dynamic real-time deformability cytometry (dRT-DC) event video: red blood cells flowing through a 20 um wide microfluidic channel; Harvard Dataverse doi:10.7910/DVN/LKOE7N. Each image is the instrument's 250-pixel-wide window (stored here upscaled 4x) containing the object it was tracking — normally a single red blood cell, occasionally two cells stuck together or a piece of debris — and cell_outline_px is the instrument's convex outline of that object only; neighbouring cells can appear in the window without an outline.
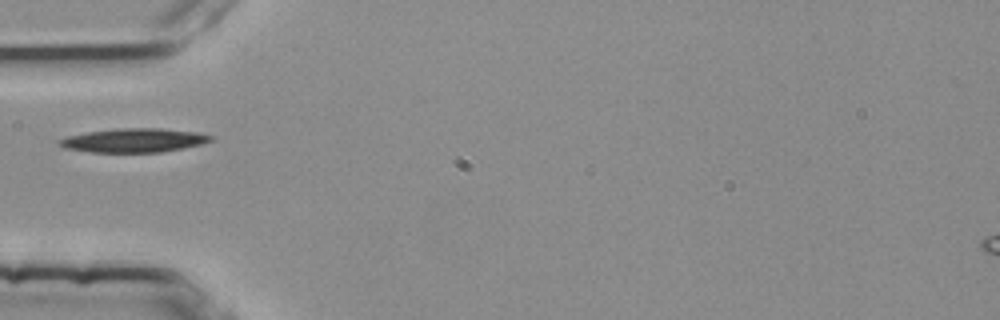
{"species": "common noctule bat (a hibernating species)", "species_latin": "Nyctalus noctula", "temperature_condition": "room temperature", "stored_images_in_passage": 38, "camera_frame_rate_fps": 3000, "um_per_image_px": 0.085, "animal": {"sex": "female", "body_mass_g": 25.1}, "frame": {"image": 1, "passage_image": 1, "time_ms": 0.0, "image_size_px": [1000, 320], "cell_outline_px": [[216, 136], [212, 140], [200, 144], [184, 148], [160, 152], [92, 152], [64, 148], [56, 144], [56, 140], [68, 136], [88, 132], [120, 128], [160, 128], [196, 132]], "centroid_in_image_um": [11.37, 11.93], "position_along_channel_um": 73.6, "area_um2": 21.1}}
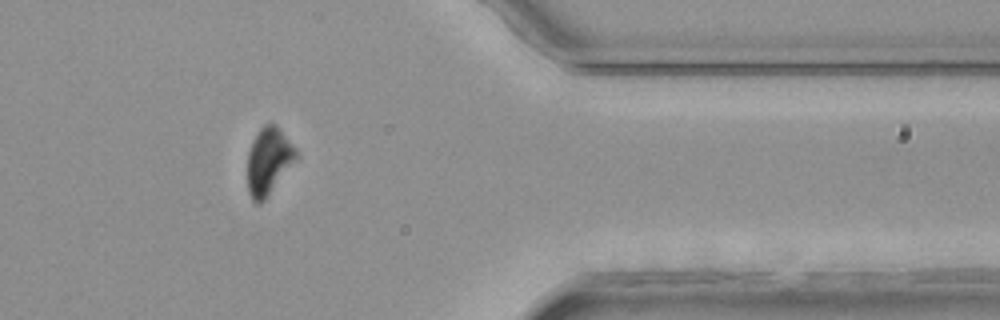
{"frame": {"image": 2, "passage_image": 28, "time_ms": 9.0, "image_size_px": [1000, 320], "cell_outline_px": [[300, 156], [268, 196], [264, 200], [256, 200], [248, 192], [248, 152], [252, 140], [256, 132], [264, 124], [276, 124], [280, 128], [296, 148]], "centroid_in_image_um": [22.87, 13.62], "position_along_channel_um": 388.5, "area_um2": 19.02}}
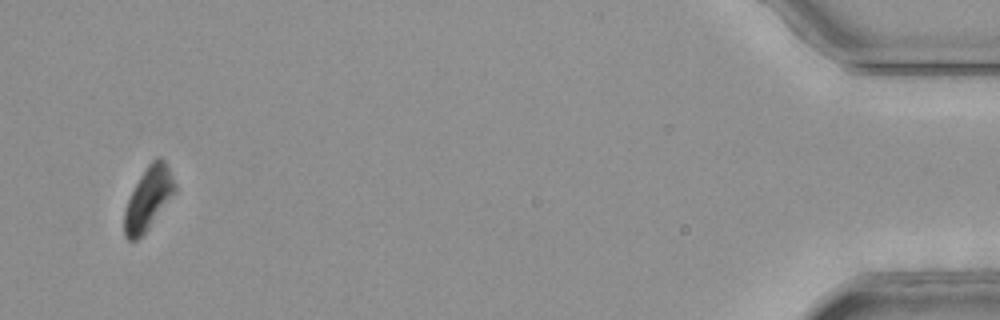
{"frame": {"image": 3, "passage_image": 36, "time_ms": 11.667, "image_size_px": [1000, 320], "cell_outline_px": [[176, 192], [144, 232], [136, 240], [128, 240], [124, 236], [124, 212], [128, 200], [140, 176], [148, 164], [152, 160], [160, 156], [168, 164], [176, 184]], "centroid_in_image_um": [12.62, 16.83], "position_along_channel_um": 422.6, "area_um2": 18.21}}